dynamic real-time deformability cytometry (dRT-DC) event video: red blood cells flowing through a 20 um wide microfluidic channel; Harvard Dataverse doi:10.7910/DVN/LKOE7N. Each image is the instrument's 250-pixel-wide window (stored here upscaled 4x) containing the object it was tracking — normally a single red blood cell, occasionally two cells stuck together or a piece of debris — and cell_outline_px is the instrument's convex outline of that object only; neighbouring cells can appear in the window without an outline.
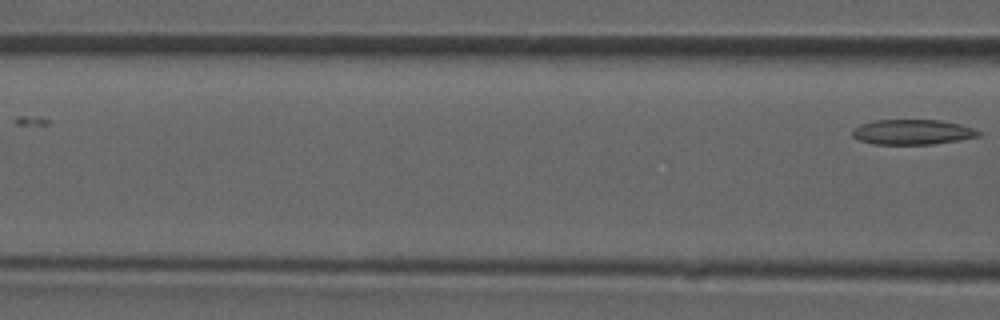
{"species": "common noctule bat (a hibernating species)", "species_latin": "Nyctalus noctula", "temperature_condition": "room temperature", "stored_images_in_passage": 3, "camera_frame_rate_fps": 3000, "um_per_image_px": 0.085, "animal": {"sex": "male", "forearm_length_mm": 52.5}, "frame": {"image": 1, "passage_image": 3, "time_ms": 0.667, "image_size_px": [1000, 320], "cell_outline_px": [[980, 136], [960, 140], [932, 144], [872, 144], [860, 140], [852, 136], [852, 128], [860, 124], [876, 120], [940, 120], [960, 124], [972, 128], [980, 132]], "centroid_in_image_um": [77.53, 11.22], "position_along_channel_um": 89.1, "area_um2": 18.44}}